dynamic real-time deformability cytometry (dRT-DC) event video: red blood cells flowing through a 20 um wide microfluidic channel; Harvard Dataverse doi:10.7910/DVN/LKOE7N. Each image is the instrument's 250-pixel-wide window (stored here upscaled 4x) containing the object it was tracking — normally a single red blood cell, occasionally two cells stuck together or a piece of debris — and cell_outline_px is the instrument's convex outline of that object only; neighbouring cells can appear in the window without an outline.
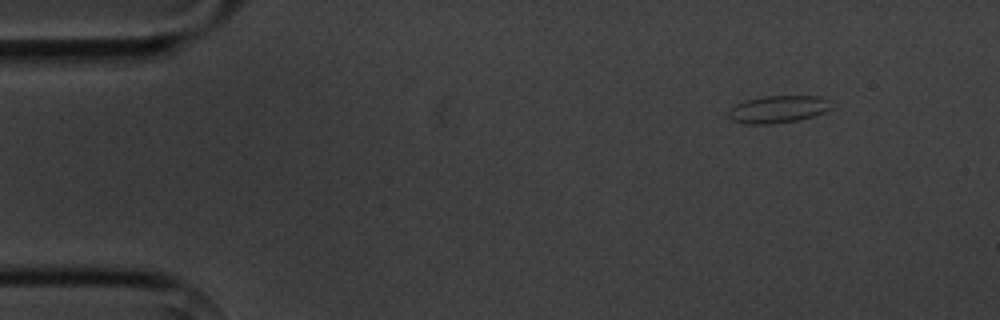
{"species": "common noctule bat (a hibernating species)", "species_latin": "Nyctalus noctula", "temperature_condition": "cold", "stored_images_in_passage": 4, "camera_frame_rate_fps": 3000, "um_per_image_px": 0.085, "animal": {"sex": "male", "body_mass_g": 20.1, "forearm_length_mm": 53.5}, "frame": {"image": 1, "passage_image": 1, "time_ms": 0.0, "image_size_px": [1000, 320], "cell_outline_px": [[836, 104], [832, 108], [824, 112], [800, 120], [772, 124], [744, 124], [732, 120], [728, 116], [728, 112], [736, 104], [744, 100], [764, 96], [820, 96]], "centroid_in_image_um": [66.17, 9.28], "position_along_channel_um": 18.8, "area_um2": 16.59}}
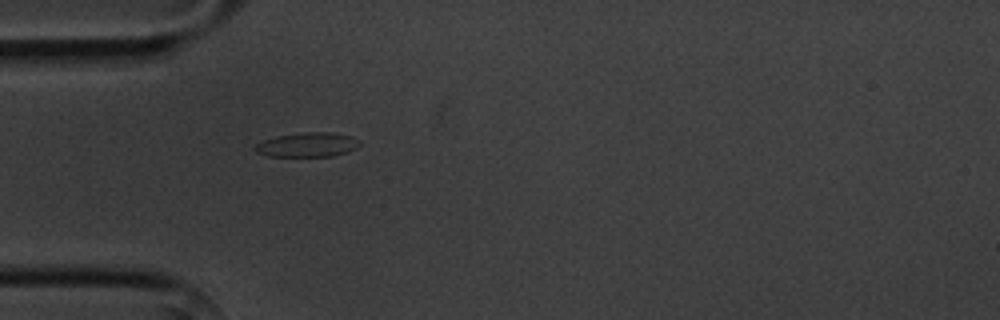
{"frame": {"image": 2, "passage_image": 4, "time_ms": 3.333, "image_size_px": [1000, 320], "cell_outline_px": [[360, 144], [356, 148], [348, 152], [332, 156], [268, 156], [256, 152], [252, 148], [256, 144], [264, 140], [276, 136], [308, 132], [332, 132], [348, 136], [360, 140]], "centroid_in_image_um": [26.12, 12.31], "position_along_channel_um": 58.9, "area_um2": 14.8}}